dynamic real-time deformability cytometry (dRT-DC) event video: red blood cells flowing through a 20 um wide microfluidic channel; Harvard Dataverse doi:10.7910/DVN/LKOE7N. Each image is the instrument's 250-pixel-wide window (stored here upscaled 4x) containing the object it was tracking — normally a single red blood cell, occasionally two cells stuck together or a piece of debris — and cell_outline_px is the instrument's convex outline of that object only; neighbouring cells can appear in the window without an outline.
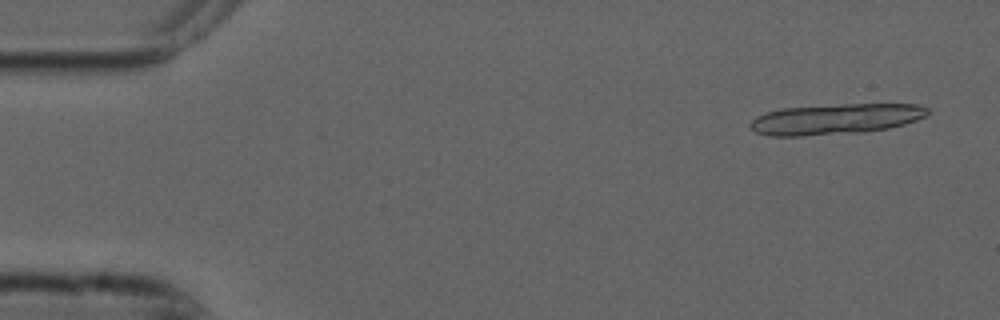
{"species": "common noctule bat (a hibernating species)", "species_latin": "Nyctalus noctula", "temperature_condition": "cold", "stored_images_in_passage": 18, "camera_frame_rate_fps": 3000, "um_per_image_px": 0.085, "animal": {"sex": "male", "forearm_length_mm": 52.5}, "frame": {"image": 1, "passage_image": 3, "time_ms": 0.667, "image_size_px": [1000, 320], "cell_outline_px": [[932, 112], [928, 116], [904, 124], [888, 128], [864, 132], [800, 136], [768, 136], [756, 132], [748, 124], [756, 116], [768, 112], [784, 108], [840, 104], [920, 104], [928, 108]], "centroid_in_image_um": [71.07, 10.12], "position_along_channel_um": 13.9, "area_um2": 31.79}}